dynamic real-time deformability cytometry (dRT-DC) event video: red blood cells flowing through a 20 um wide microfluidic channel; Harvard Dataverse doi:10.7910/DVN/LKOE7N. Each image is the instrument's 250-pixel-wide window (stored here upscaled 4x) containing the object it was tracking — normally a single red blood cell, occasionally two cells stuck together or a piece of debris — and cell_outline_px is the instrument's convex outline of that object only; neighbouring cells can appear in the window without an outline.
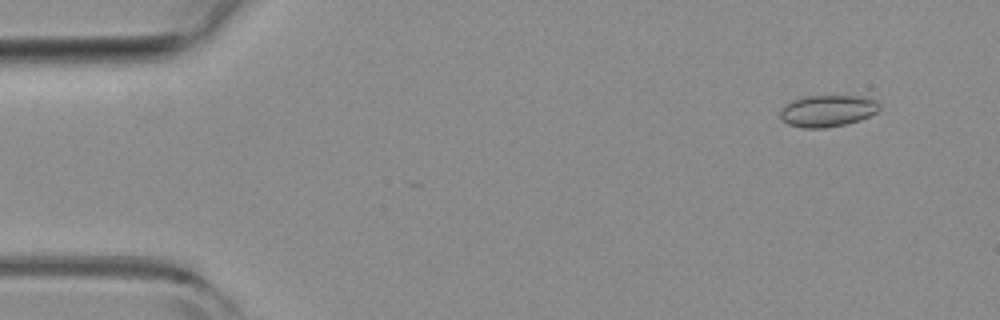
{"species": "common noctule bat (a hibernating species)", "species_latin": "Nyctalus noctula", "temperature_condition": "room temperature", "stored_images_in_passage": 4, "camera_frame_rate_fps": 3000, "um_per_image_px": 0.085, "animal": {"sex": "female", "body_mass_g": 19.3, "forearm_length_mm": 54.1}, "frame": {"image": 1, "passage_image": 1, "time_ms": 0.0, "image_size_px": [1000, 320], "cell_outline_px": [[880, 108], [876, 112], [860, 120], [844, 124], [824, 128], [804, 128], [788, 124], [780, 116], [780, 108], [784, 104], [792, 100], [804, 96], [868, 96], [880, 100]], "centroid_in_image_um": [70.37, 9.4], "position_along_channel_um": 14.6, "area_um2": 18.55}}
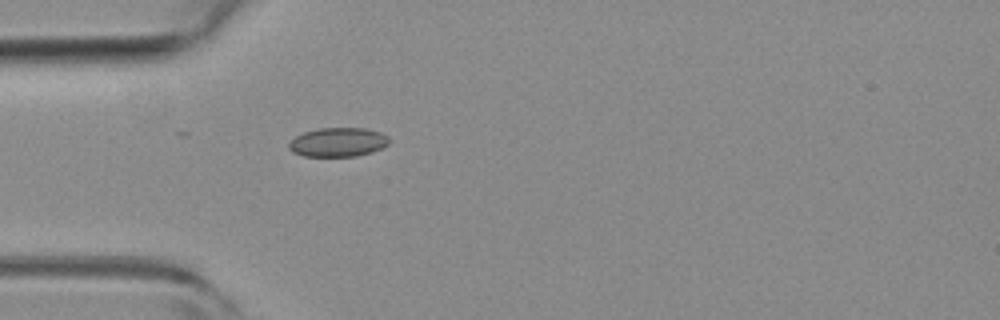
{"frame": {"image": 2, "passage_image": 4, "time_ms": 1.0, "image_size_px": [1000, 320], "cell_outline_px": [[392, 140], [388, 144], [372, 152], [356, 156], [304, 156], [292, 152], [288, 148], [288, 144], [296, 136], [304, 132], [320, 128], [364, 128], [380, 132], [388, 136]], "centroid_in_image_um": [28.74, 12.08], "position_along_channel_um": 56.3, "area_um2": 16.99}}